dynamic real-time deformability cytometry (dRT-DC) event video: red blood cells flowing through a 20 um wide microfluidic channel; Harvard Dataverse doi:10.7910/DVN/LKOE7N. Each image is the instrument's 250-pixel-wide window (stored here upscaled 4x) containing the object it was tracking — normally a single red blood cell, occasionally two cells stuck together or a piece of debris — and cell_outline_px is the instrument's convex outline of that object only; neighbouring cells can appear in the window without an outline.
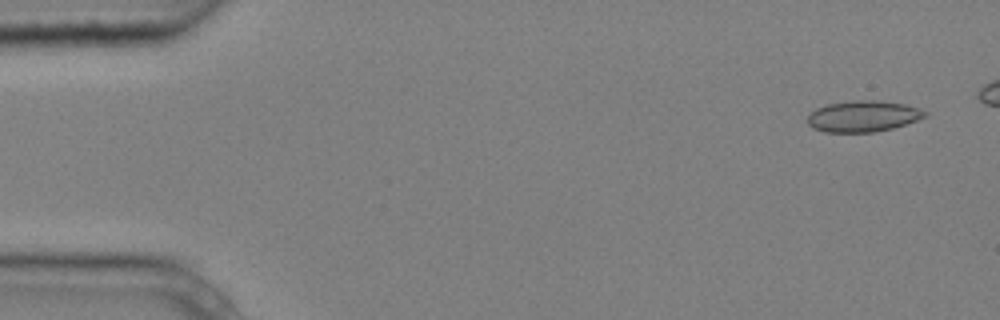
{"species": "common noctule bat (a hibernating species)", "species_latin": "Nyctalus noctula", "temperature_condition": "cold", "stored_images_in_passage": 7, "camera_frame_rate_fps": 3000, "um_per_image_px": 0.085, "animal": {"sex": "male", "body_mass_g": 20.4}, "frame": {"image": 1, "passage_image": 1, "time_ms": 0.0, "image_size_px": [1000, 320], "cell_outline_px": [[928, 116], [892, 128], [876, 132], [824, 132], [812, 128], [808, 124], [808, 116], [816, 108], [828, 104], [852, 100], [880, 100], [904, 104], [920, 108], [928, 112]], "centroid_in_image_um": [73.37, 9.87], "position_along_channel_um": 11.6, "area_um2": 21.39}}
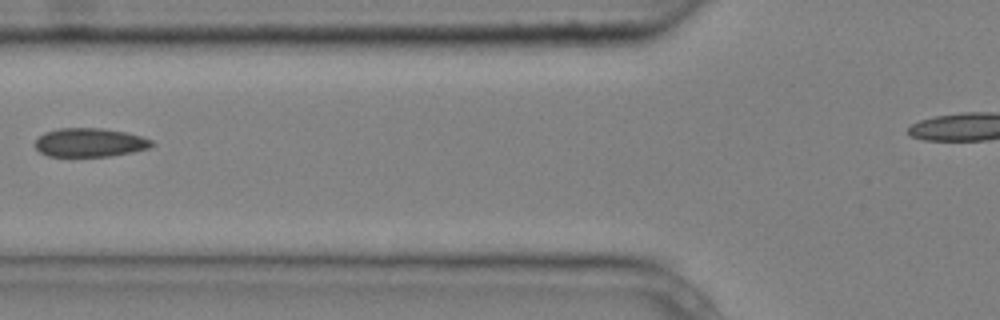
{"frame": {"image": 2, "passage_image": 6, "time_ms": 1.667, "image_size_px": [1000, 320], "cell_outline_px": [[156, 144], [148, 148], [132, 152], [108, 156], [48, 156], [40, 152], [36, 148], [36, 140], [44, 132], [60, 128], [100, 128], [124, 132], [140, 136], [152, 140]], "centroid_in_image_um": [7.63, 12.11], "position_along_channel_um": 118.2, "area_um2": 19.36}}